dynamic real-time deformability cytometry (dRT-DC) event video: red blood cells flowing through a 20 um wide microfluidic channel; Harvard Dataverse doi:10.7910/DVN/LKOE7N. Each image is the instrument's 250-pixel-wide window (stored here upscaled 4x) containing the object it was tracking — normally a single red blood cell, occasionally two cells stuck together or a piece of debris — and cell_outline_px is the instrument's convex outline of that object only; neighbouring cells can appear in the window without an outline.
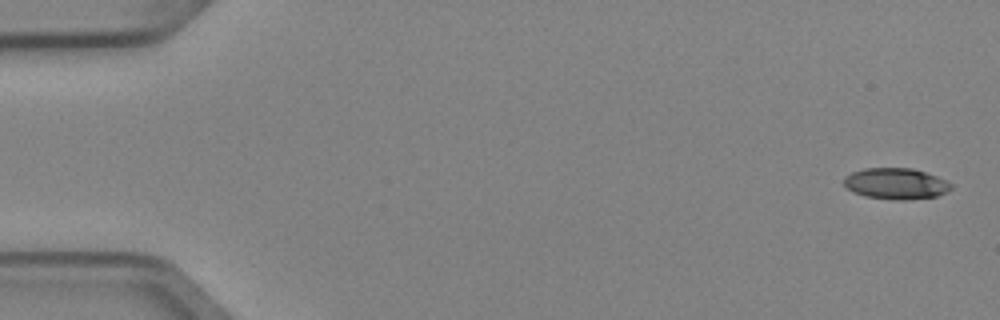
{"species": "Egyptian fruit bat (a non-hibernating species)", "species_latin": "Rousettus aegyptiacus", "temperature_condition": "cold", "stored_images_in_passage": 5, "camera_frame_rate_fps": 3000, "um_per_image_px": 0.085, "animal": {"sex": "female"}, "frame": {"image": 1, "passage_image": 1, "time_ms": 0.0, "image_size_px": [1000, 320], "cell_outline_px": [[952, 188], [948, 192], [936, 196], [904, 200], [896, 200], [864, 196], [852, 192], [844, 184], [844, 176], [852, 172], [864, 168], [912, 168], [936, 176], [952, 184]], "centroid_in_image_um": [76.13, 15.61], "position_along_channel_um": 8.9, "area_um2": 19.42}}
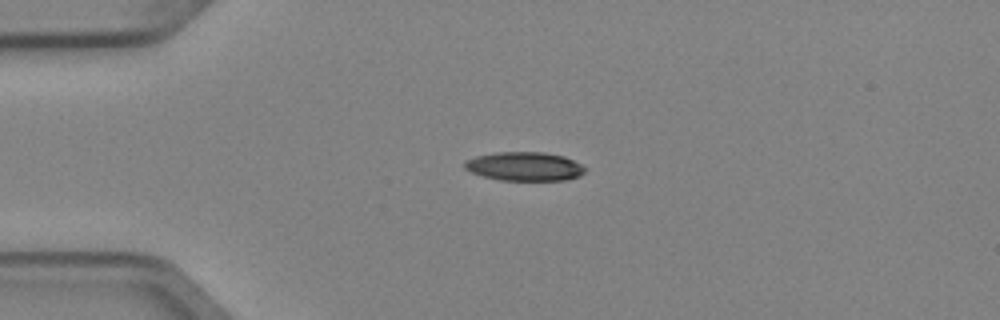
{"frame": {"image": 2, "passage_image": 4, "time_ms": 1.0, "image_size_px": [1000, 320], "cell_outline_px": [[584, 172], [580, 176], [568, 180], [500, 180], [484, 176], [472, 172], [464, 168], [464, 160], [476, 156], [496, 152], [544, 152], [564, 156], [580, 164], [584, 168]], "centroid_in_image_um": [44.57, 14.14], "position_along_channel_um": 40.4, "area_um2": 20.17}}